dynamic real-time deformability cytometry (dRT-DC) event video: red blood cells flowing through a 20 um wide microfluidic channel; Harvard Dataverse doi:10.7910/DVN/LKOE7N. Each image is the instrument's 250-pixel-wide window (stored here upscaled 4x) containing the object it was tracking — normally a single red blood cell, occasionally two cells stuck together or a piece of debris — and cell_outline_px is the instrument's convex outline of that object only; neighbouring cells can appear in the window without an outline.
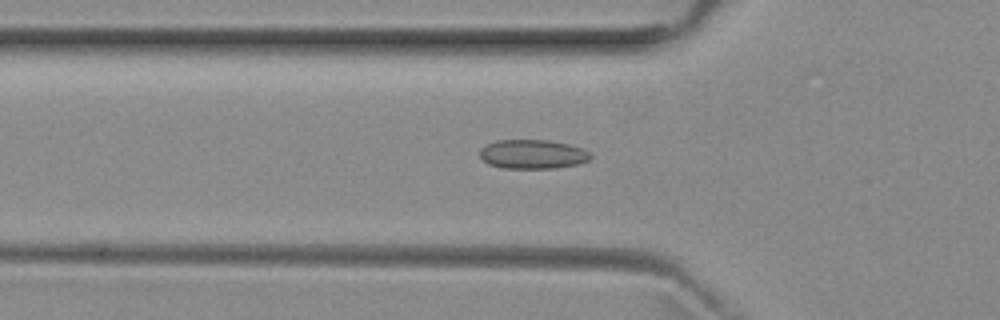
{"species": "common noctule bat (a hibernating species)", "species_latin": "Nyctalus noctula", "temperature_condition": "room temperature", "stored_images_in_passage": 50, "camera_frame_rate_fps": 3000, "um_per_image_px": 0.085, "animal": {"sex": "female", "body_mass_g": 29.2, "forearm_length_mm": 56.3}, "frame": {"image": 1, "passage_image": 16, "time_ms": 5.0, "image_size_px": [1000, 320], "cell_outline_px": [[592, 156], [588, 160], [576, 164], [556, 168], [504, 168], [488, 164], [480, 156], [480, 148], [496, 140], [548, 140], [568, 144], [584, 148], [592, 152]], "centroid_in_image_um": [45.3, 13.1], "position_along_channel_um": 80.5, "area_um2": 18.84}}
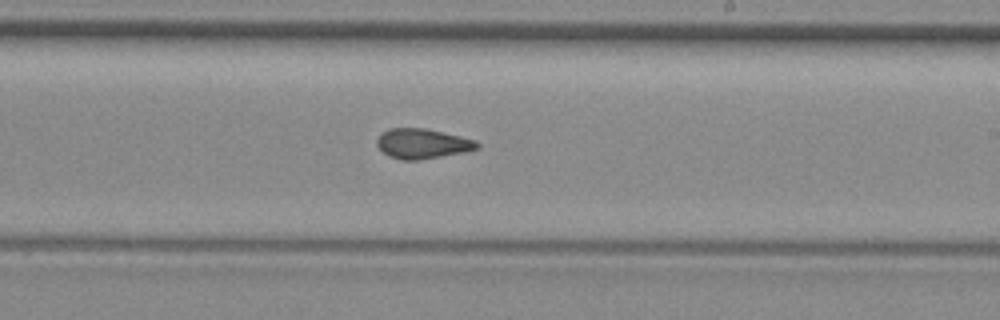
{"frame": {"image": 2, "passage_image": 29, "time_ms": 9.333, "image_size_px": [1000, 320], "cell_outline_px": [[480, 148], [440, 156], [416, 160], [400, 160], [388, 156], [376, 144], [376, 140], [388, 128], [424, 128], [460, 136], [476, 140], [480, 144]], "centroid_in_image_um": [35.89, 12.2], "position_along_channel_um": 253.1, "area_um2": 17.22}}
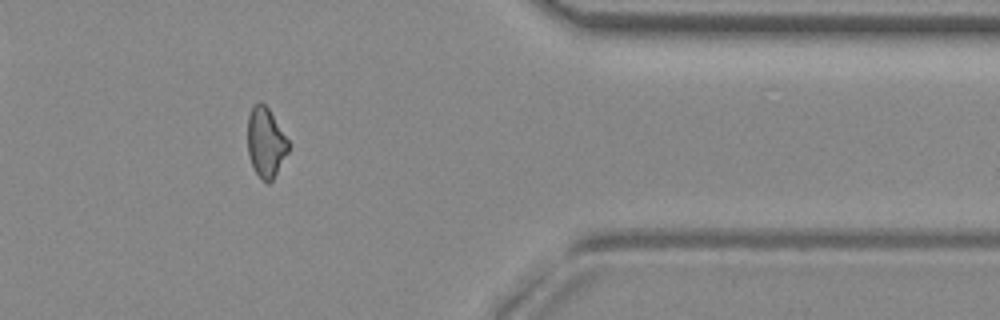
{"frame": {"image": 3, "passage_image": 41, "time_ms": 13.333, "image_size_px": [1000, 320], "cell_outline_px": [[288, 152], [272, 180], [268, 184], [256, 172], [252, 164], [248, 152], [248, 116], [252, 108], [256, 104], [264, 104], [268, 108], [288, 140]], "centroid_in_image_um": [22.59, 12.12], "position_along_channel_um": 388.8, "area_um2": 16.01}, "authors_computed_cell_mechanics": {"area_um2": 17.7446, "velocity_mm_per_s": 3.9821, "shape_relaxation_time_tau1_ms": null, "shape_relaxation_time_tau2_ms": 1.4008, "deformation_change_tau1": null, "deformation_change_tau2": 0.0598}}